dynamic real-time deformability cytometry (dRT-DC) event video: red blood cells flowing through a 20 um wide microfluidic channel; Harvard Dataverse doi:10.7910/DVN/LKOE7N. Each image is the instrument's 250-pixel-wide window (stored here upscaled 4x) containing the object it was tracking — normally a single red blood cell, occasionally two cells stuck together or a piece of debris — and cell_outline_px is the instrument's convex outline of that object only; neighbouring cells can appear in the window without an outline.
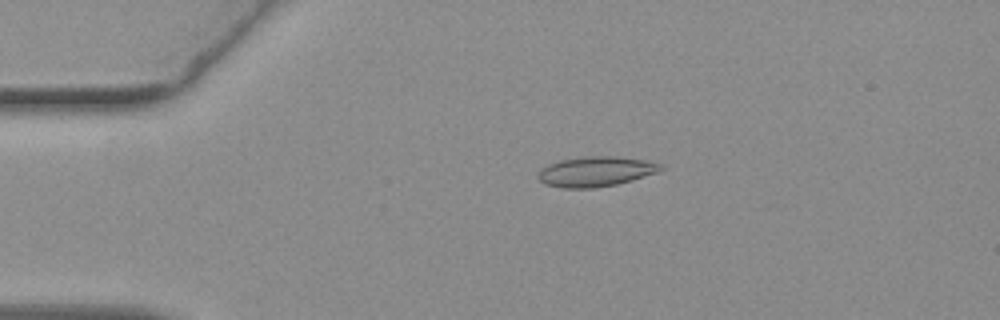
{"species": "common noctule bat (a hibernating species)", "species_latin": "Nyctalus noctula", "temperature_condition": "warm", "stored_images_in_passage": 41, "camera_frame_rate_fps": 3000, "um_per_image_px": 0.085, "animal": {"sex": "female", "body_mass_g": 19.3, "forearm_length_mm": 54.1}, "frame": {"image": 1, "passage_image": 12, "time_ms": 3.667, "image_size_px": [1000, 320], "cell_outline_px": [[664, 168], [660, 172], [632, 180], [616, 184], [592, 188], [564, 188], [544, 184], [536, 176], [540, 168], [548, 164], [560, 160], [584, 156], [616, 156], [644, 160], [664, 164]], "centroid_in_image_um": [50.64, 14.57], "position_along_channel_um": 34.4, "area_um2": 21.68}}
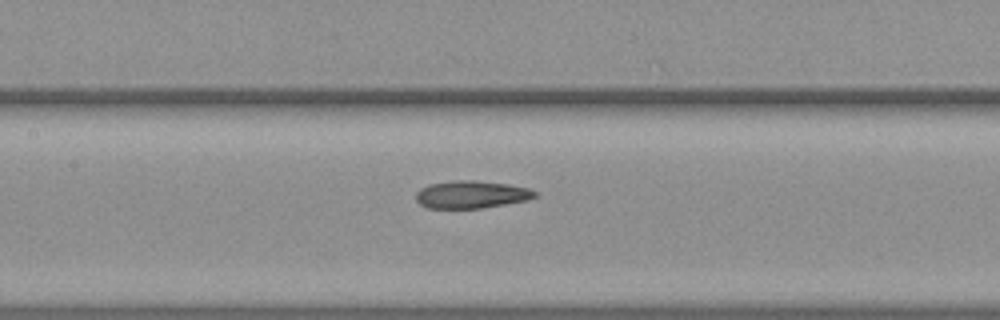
{"frame": {"image": 2, "passage_image": 26, "time_ms": 8.333, "image_size_px": [1000, 320], "cell_outline_px": [[536, 196], [528, 200], [480, 208], [428, 208], [420, 204], [416, 200], [416, 192], [420, 188], [432, 184], [452, 180], [476, 180], [508, 184], [528, 188], [536, 192]], "centroid_in_image_um": [40.05, 16.53], "position_along_channel_um": 167.4, "area_um2": 19.02}}
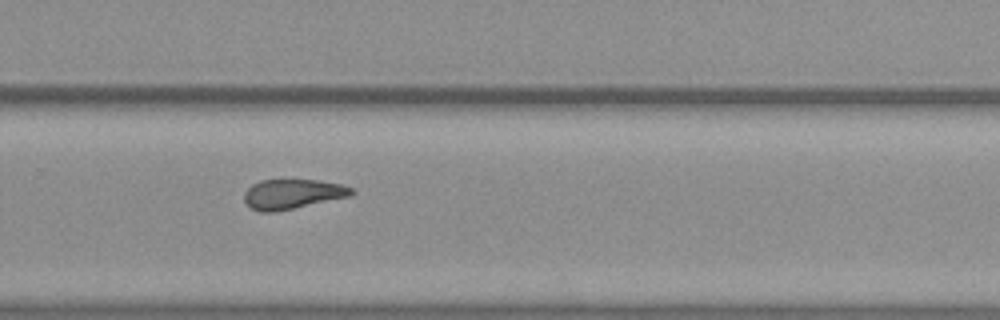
{"frame": {"image": 3, "passage_image": 37, "time_ms": 12.0, "image_size_px": [1000, 320], "cell_outline_px": [[356, 192], [352, 196], [276, 212], [260, 212], [248, 208], [244, 200], [244, 192], [252, 184], [260, 180], [316, 180], [340, 184], [352, 188]], "centroid_in_image_um": [24.84, 16.51], "position_along_channel_um": 305.0, "area_um2": 18.84}}